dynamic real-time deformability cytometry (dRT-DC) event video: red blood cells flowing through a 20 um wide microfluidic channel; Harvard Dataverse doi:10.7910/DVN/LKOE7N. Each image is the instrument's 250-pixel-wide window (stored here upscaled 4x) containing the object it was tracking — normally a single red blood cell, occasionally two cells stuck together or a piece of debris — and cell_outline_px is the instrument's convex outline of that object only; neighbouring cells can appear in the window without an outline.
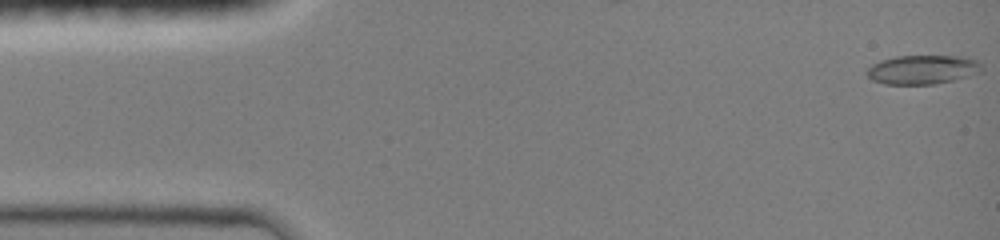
{"species": "common noctule bat (a hibernating species)", "species_latin": "Nyctalus noctula", "temperature_condition": "room temperature", "stored_images_in_passage": 6, "camera_frame_rate_fps": 3000, "um_per_image_px": 0.085, "animal": {"sex": "female", "body_mass_g": 19.0, "forearm_length_mm": 51.5}, "frame": {"image": 1, "passage_image": 1, "time_ms": 0.0, "image_size_px": [1000, 240], "cell_outline_px": [[984, 68], [980, 72], [952, 80], [932, 84], [884, 84], [872, 80], [868, 76], [868, 68], [872, 64], [880, 60], [896, 56], [956, 56], [976, 60]], "centroid_in_image_um": [78.39, 5.91], "position_along_channel_um": 6.6, "area_um2": 19.19}}